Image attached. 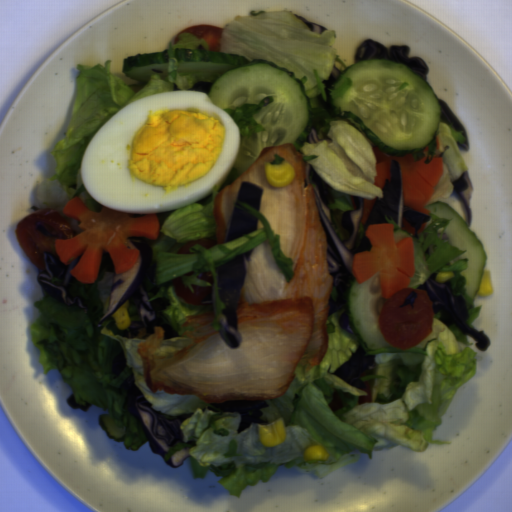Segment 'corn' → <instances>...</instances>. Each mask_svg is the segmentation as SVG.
I'll list each match as a JSON object with an SVG mask.
<instances>
[{
  "label": "corn",
  "mask_w": 512,
  "mask_h": 512,
  "mask_svg": "<svg viewBox=\"0 0 512 512\" xmlns=\"http://www.w3.org/2000/svg\"><path fill=\"white\" fill-rule=\"evenodd\" d=\"M476 294L485 297L493 294V288L490 282V270L483 271L480 286L476 292Z\"/></svg>",
  "instance_id": "corn-5"
},
{
  "label": "corn",
  "mask_w": 512,
  "mask_h": 512,
  "mask_svg": "<svg viewBox=\"0 0 512 512\" xmlns=\"http://www.w3.org/2000/svg\"><path fill=\"white\" fill-rule=\"evenodd\" d=\"M329 453L320 445L309 446L304 450L305 460H325Z\"/></svg>",
  "instance_id": "corn-4"
},
{
  "label": "corn",
  "mask_w": 512,
  "mask_h": 512,
  "mask_svg": "<svg viewBox=\"0 0 512 512\" xmlns=\"http://www.w3.org/2000/svg\"><path fill=\"white\" fill-rule=\"evenodd\" d=\"M110 315L119 330L125 331L129 328L132 324L129 314V299Z\"/></svg>",
  "instance_id": "corn-3"
},
{
  "label": "corn",
  "mask_w": 512,
  "mask_h": 512,
  "mask_svg": "<svg viewBox=\"0 0 512 512\" xmlns=\"http://www.w3.org/2000/svg\"><path fill=\"white\" fill-rule=\"evenodd\" d=\"M456 275L452 271H442L435 273V278L439 283H445L447 280L454 278Z\"/></svg>",
  "instance_id": "corn-6"
},
{
  "label": "corn",
  "mask_w": 512,
  "mask_h": 512,
  "mask_svg": "<svg viewBox=\"0 0 512 512\" xmlns=\"http://www.w3.org/2000/svg\"><path fill=\"white\" fill-rule=\"evenodd\" d=\"M258 437L263 445L275 447L286 441L288 438L285 423L281 418H277L269 424L257 425Z\"/></svg>",
  "instance_id": "corn-1"
},
{
  "label": "corn",
  "mask_w": 512,
  "mask_h": 512,
  "mask_svg": "<svg viewBox=\"0 0 512 512\" xmlns=\"http://www.w3.org/2000/svg\"><path fill=\"white\" fill-rule=\"evenodd\" d=\"M264 176L266 180L276 188H283L293 183L295 170L287 162L281 164H263Z\"/></svg>",
  "instance_id": "corn-2"
}]
</instances>
